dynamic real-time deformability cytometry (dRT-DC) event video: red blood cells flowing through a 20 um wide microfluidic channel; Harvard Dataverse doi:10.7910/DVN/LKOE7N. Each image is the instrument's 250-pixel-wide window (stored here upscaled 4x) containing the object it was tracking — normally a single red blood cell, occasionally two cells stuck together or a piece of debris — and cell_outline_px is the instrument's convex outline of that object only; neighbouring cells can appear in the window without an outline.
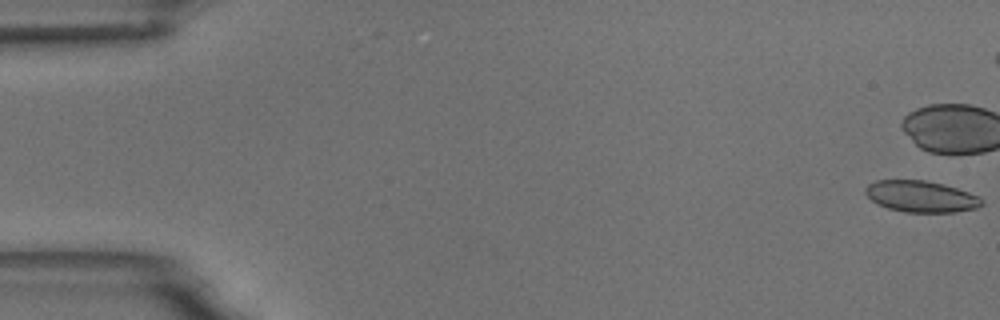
{"species": "common noctule bat (a hibernating species)", "species_latin": "Nyctalus noctula", "temperature_condition": "room temperature", "stored_images_in_passage": 13, "camera_frame_rate_fps": 3000, "um_per_image_px": 0.085, "animal": {"sex": "male", "body_mass_g": 18.8}, "frame": {"image": 1, "passage_image": 1, "time_ms": 0.0, "image_size_px": [1000, 320], "cell_outline_px": [[984, 204], [976, 208], [952, 212], [904, 212], [888, 208], [872, 200], [864, 192], [864, 188], [868, 184], [876, 180], [924, 180], [944, 184], [980, 196], [984, 200]], "centroid_in_image_um": [78.3, 16.69], "position_along_channel_um": 6.7, "area_um2": 21.27}}